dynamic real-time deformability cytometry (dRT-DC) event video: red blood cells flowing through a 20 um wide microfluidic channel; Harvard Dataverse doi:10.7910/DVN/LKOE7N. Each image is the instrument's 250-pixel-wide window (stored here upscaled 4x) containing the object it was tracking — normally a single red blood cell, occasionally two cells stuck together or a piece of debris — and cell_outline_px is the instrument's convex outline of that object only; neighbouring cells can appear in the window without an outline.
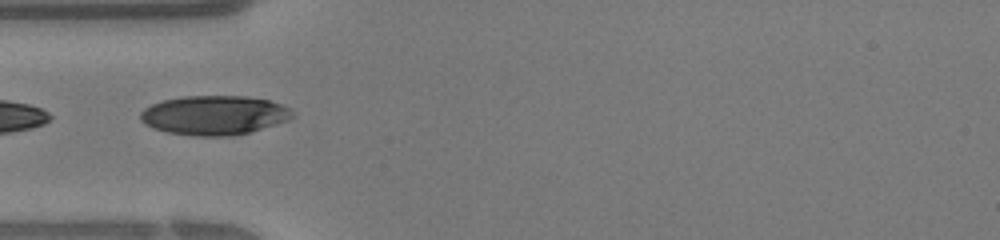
{"species": "human", "species_latin": "Homo sapiens", "temperature_condition": "warm", "stored_images_in_passage": 9, "camera_frame_rate_fps": 3000, "um_per_image_px": 0.085, "donor": {"sex": "female"}, "frame": {"image": 1, "passage_image": 1, "time_ms": 0.0, "image_size_px": [1000, 240], "cell_outline_px": [[292, 116], [288, 120], [248, 132], [232, 136], [196, 136], [168, 132], [152, 128], [144, 124], [140, 120], [140, 112], [144, 108], [152, 104], [164, 100], [184, 96], [244, 96], [268, 100], [280, 104], [288, 108]], "centroid_in_image_um": [18.14, 9.79], "position_along_channel_um": 66.9, "area_um2": 34.51}}
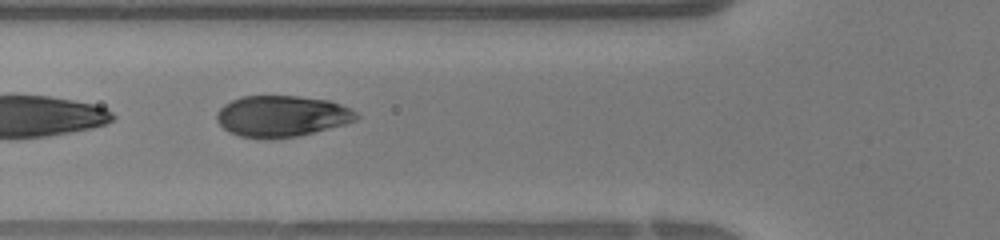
{"frame": {"image": 2, "passage_image": 3, "time_ms": 0.667, "image_size_px": [1000, 240], "cell_outline_px": [[360, 116], [356, 120], [344, 124], [296, 136], [240, 136], [228, 132], [216, 120], [216, 112], [224, 104], [240, 96], [296, 96], [328, 100], [340, 104], [356, 112]], "centroid_in_image_um": [23.93, 9.83], "position_along_channel_um": 101.9, "area_um2": 32.71}}